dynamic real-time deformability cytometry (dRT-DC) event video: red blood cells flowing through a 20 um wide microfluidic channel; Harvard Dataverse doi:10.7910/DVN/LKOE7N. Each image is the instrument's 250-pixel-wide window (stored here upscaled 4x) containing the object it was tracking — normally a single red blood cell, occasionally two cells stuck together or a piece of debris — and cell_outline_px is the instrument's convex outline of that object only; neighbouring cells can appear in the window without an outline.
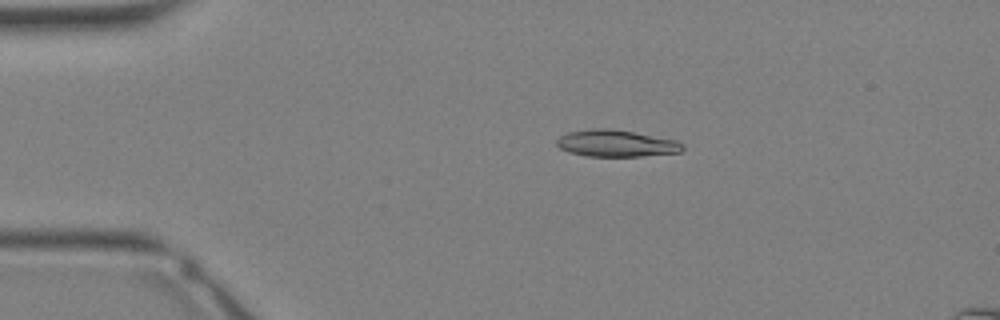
{"species": "Egyptian fruit bat (a non-hibernating species)", "species_latin": "Rousettus aegyptiacus", "temperature_condition": "warm", "stored_images_in_passage": 31, "camera_frame_rate_fps": 3000, "um_per_image_px": 0.085, "animal": {"sex": "female"}, "frame": {"image": 1, "passage_image": 4, "time_ms": 1.0, "image_size_px": [1000, 320], "cell_outline_px": [[684, 148], [680, 152], [640, 156], [584, 156], [568, 152], [560, 148], [556, 144], [556, 140], [560, 136], [568, 132], [596, 128], [612, 128], [676, 140], [684, 144]], "centroid_in_image_um": [52.36, 12.18], "position_along_channel_um": 32.6, "area_um2": 19.65}}
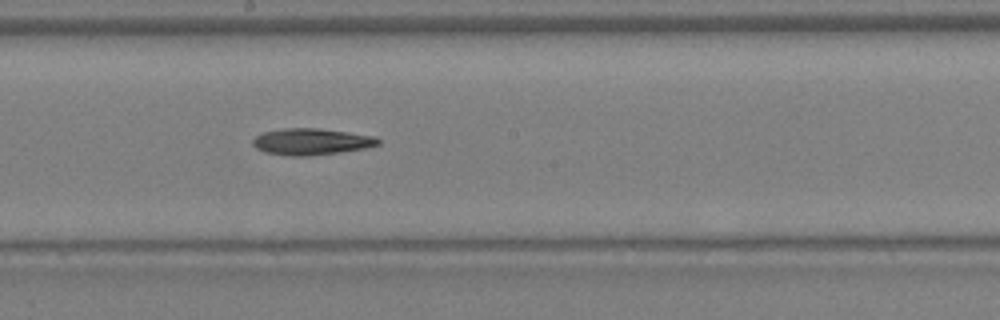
{"frame": {"image": 2, "passage_image": 16, "time_ms": 5.0, "image_size_px": [1000, 320], "cell_outline_px": [[380, 144], [364, 148], [312, 156], [288, 156], [264, 152], [256, 148], [252, 144], [252, 140], [256, 136], [264, 132], [284, 128], [320, 128], [376, 136], [380, 140]], "centroid_in_image_um": [26.45, 12.04], "position_along_channel_um": 221.7, "area_um2": 19.42}}
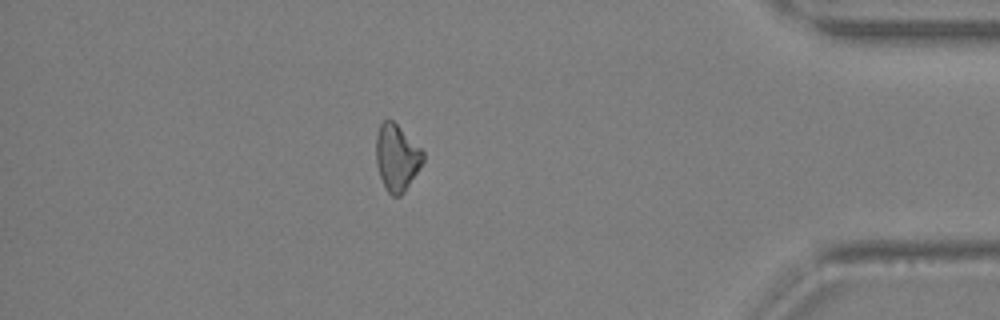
{"frame": {"image": 3, "passage_image": 27, "time_ms": 8.667, "image_size_px": [1000, 320], "cell_outline_px": [[424, 160], [404, 192], [400, 196], [392, 196], [388, 192], [380, 176], [376, 164], [376, 136], [380, 124], [384, 120], [392, 120], [424, 152]], "centroid_in_image_um": [33.71, 13.4], "position_along_channel_um": 401.5, "area_um2": 17.86}}